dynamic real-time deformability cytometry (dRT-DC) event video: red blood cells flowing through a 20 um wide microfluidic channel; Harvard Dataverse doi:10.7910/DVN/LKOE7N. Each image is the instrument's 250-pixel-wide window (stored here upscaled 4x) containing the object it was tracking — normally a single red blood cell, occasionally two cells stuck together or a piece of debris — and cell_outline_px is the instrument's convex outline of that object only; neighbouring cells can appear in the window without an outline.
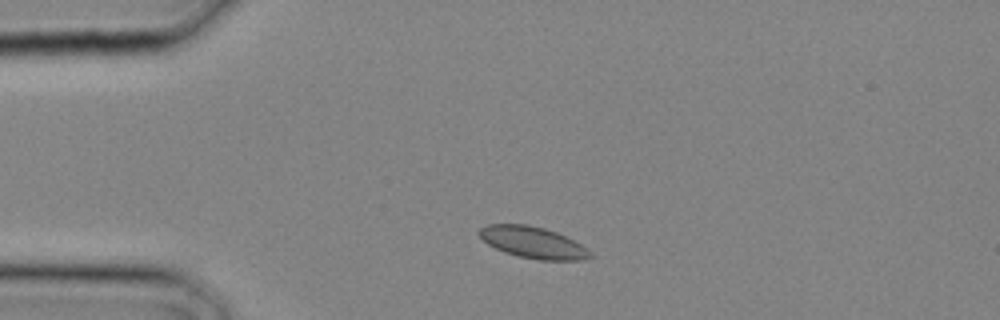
{"species": "common noctule bat (a hibernating species)", "species_latin": "Nyctalus noctula", "temperature_condition": "cold", "stored_images_in_passage": 2, "camera_frame_rate_fps": 3000, "um_per_image_px": 0.085, "animal": {"sex": "male", "body_mass_g": 20.4}, "frame": {"image": 1, "passage_image": 1, "time_ms": 0.0, "image_size_px": [1000, 320], "cell_outline_px": [[592, 256], [584, 260], [540, 260], [520, 256], [504, 252], [488, 244], [476, 232], [480, 228], [488, 224], [528, 224], [544, 228], [556, 232], [580, 244], [592, 252]], "centroid_in_image_um": [45.29, 20.6], "position_along_channel_um": 39.7, "area_um2": 20.23}}
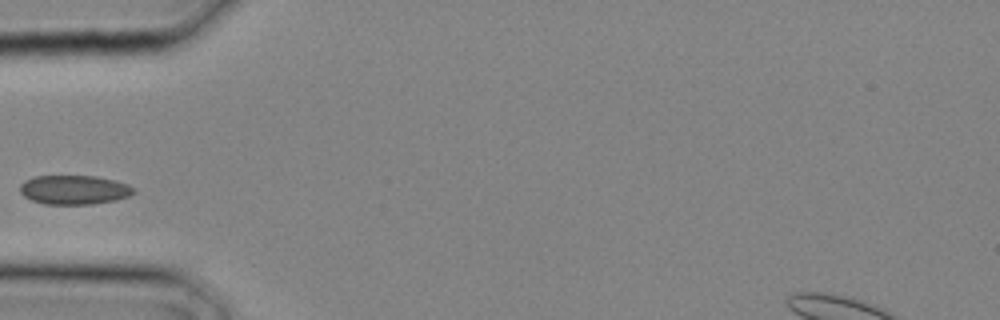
{"frame": {"image": 2, "passage_image": 2, "time_ms": 0.333, "image_size_px": [1000, 320], "cell_outline_px": [[136, 192], [128, 196], [116, 200], [92, 204], [44, 204], [32, 200], [24, 196], [20, 192], [20, 184], [24, 180], [32, 176], [96, 176], [112, 180], [136, 188]], "centroid_in_image_um": [6.27, 16.13], "position_along_channel_um": 78.7, "area_um2": 19.31}}